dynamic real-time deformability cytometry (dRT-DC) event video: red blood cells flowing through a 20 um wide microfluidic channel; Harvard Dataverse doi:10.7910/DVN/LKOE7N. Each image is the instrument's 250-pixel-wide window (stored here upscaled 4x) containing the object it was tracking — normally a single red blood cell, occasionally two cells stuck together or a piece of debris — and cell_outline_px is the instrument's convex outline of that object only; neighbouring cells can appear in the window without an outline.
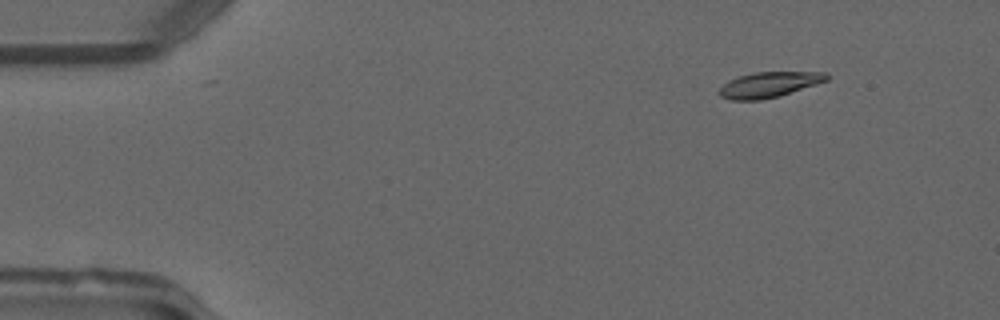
{"species": "common noctule bat (a hibernating species)", "species_latin": "Nyctalus noctula", "temperature_condition": "warm", "stored_images_in_passage": 50, "camera_frame_rate_fps": 3000, "um_per_image_px": 0.085, "animal": {"sex": "male", "forearm_length_mm": 52.5}, "frame": {"image": 1, "passage_image": 6, "time_ms": 1.667, "image_size_px": [1000, 320], "cell_outline_px": [[828, 80], [780, 96], [760, 100], [732, 100], [720, 96], [720, 88], [728, 80], [740, 76], [756, 72], [828, 72]], "centroid_in_image_um": [65.38, 7.19], "position_along_channel_um": 19.6, "area_um2": 15.78}}
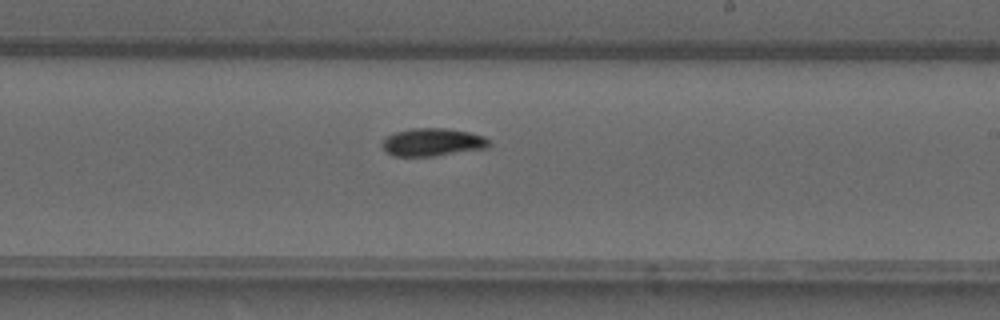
{"frame": {"image": 2, "passage_image": 30, "time_ms": 9.667, "image_size_px": [1000, 320], "cell_outline_px": [[488, 148], [432, 156], [396, 156], [384, 152], [380, 144], [388, 136], [396, 132], [412, 128], [448, 128], [468, 132], [484, 136], [488, 140]], "centroid_in_image_um": [36.73, 12.09], "position_along_channel_um": 252.3, "area_um2": 17.28}}
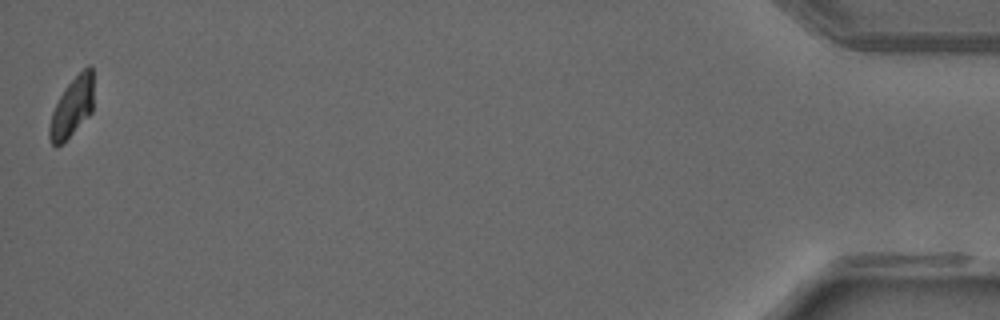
{"frame": {"image": 3, "passage_image": 50, "time_ms": 16.333, "image_size_px": [1000, 320], "cell_outline_px": [[92, 112], [56, 148], [52, 144], [48, 136], [48, 128], [52, 112], [64, 88], [88, 64], [92, 68]], "centroid_in_image_um": [6.1, 9.11], "position_along_channel_um": 429.1, "area_um2": 14.85}, "authors_computed_cell_mechanics": {"area_um2": 16.4441, "velocity_mm_per_s": 4.0965, "shape_relaxation_time_tau1_ms": 2.3154, "shape_relaxation_time_tau2_ms": null, "deformation_change_tau1": 0.1548, "deformation_change_tau2": null}}